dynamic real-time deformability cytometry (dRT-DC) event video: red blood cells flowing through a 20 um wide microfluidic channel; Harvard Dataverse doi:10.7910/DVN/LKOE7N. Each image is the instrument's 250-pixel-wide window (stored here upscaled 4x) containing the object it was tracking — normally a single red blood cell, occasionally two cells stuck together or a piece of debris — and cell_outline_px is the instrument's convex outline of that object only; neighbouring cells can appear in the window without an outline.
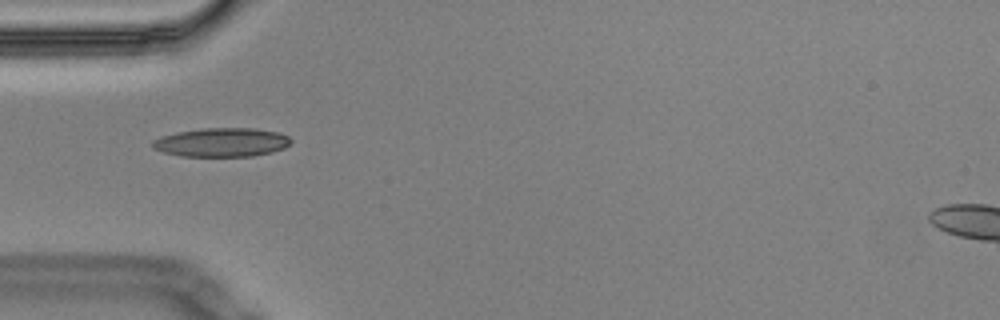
{"species": "Egyptian fruit bat (a non-hibernating species)", "species_latin": "Rousettus aegyptiacus", "temperature_condition": "cold", "stored_images_in_passage": 15, "camera_frame_rate_fps": 3000, "um_per_image_px": 0.085, "animal": {"sex": "male"}, "frame": {"image": 1, "passage_image": 5, "time_ms": 1.333, "image_size_px": [1000, 320], "cell_outline_px": [[292, 140], [284, 148], [272, 152], [252, 156], [180, 156], [164, 152], [152, 148], [152, 140], [160, 136], [176, 132], [200, 128], [256, 128], [280, 132], [288, 136]], "centroid_in_image_um": [18.83, 12.09], "position_along_channel_um": 66.2, "area_um2": 23.47}}
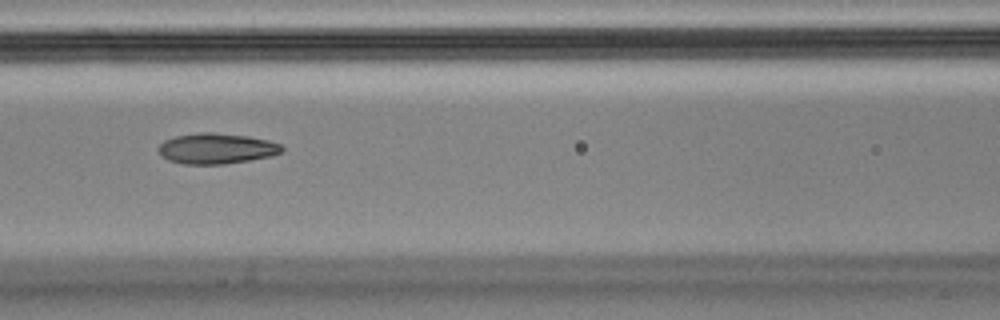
{"frame": {"image": 2, "passage_image": 7, "time_ms": 2.0, "image_size_px": [1000, 320], "cell_outline_px": [[284, 148], [280, 152], [272, 156], [224, 164], [184, 164], [168, 160], [156, 148], [164, 140], [176, 136], [200, 132], [212, 132], [248, 136], [268, 140], [280, 144]], "centroid_in_image_um": [18.39, 12.62], "position_along_channel_um": 148.2, "area_um2": 21.91}}
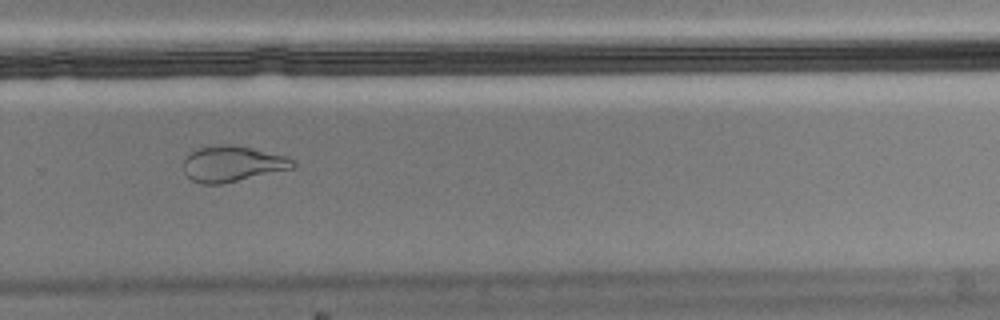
{"frame": {"image": 3, "passage_image": 11, "time_ms": 3.333, "image_size_px": [1000, 320], "cell_outline_px": [[296, 164], [292, 168], [220, 184], [200, 184], [192, 180], [184, 172], [184, 160], [192, 152], [200, 148], [220, 144], [232, 144], [284, 156], [296, 160]], "centroid_in_image_um": [19.73, 13.93], "position_along_channel_um": 310.1, "area_um2": 22.31}}